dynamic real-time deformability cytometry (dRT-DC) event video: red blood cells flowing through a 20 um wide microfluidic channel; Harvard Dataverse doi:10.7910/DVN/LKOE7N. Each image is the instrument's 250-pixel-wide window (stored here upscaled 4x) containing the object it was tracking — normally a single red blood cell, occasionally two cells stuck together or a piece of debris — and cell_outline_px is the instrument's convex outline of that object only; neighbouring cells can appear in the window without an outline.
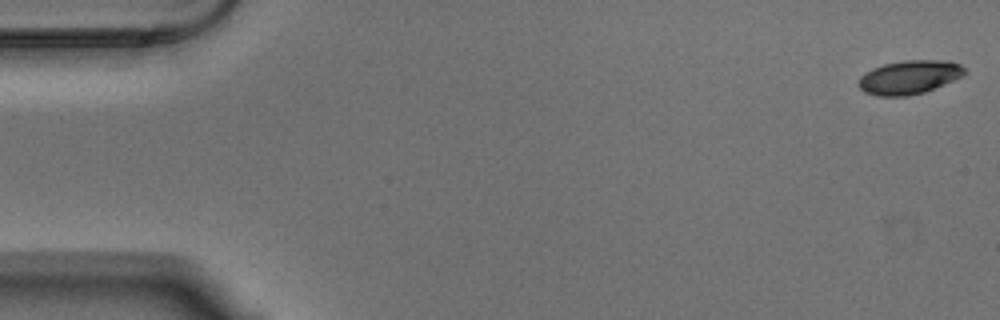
{"species": "Egyptian fruit bat (a non-hibernating species)", "species_latin": "Rousettus aegyptiacus", "temperature_condition": "warm", "stored_images_in_passage": 12, "camera_frame_rate_fps": 3000, "um_per_image_px": 0.085, "animal": {"sex": "male"}, "frame": {"image": 1, "passage_image": 1, "time_ms": 0.0, "image_size_px": [1000, 320], "cell_outline_px": [[968, 72], [964, 76], [924, 92], [908, 96], [876, 96], [864, 92], [856, 84], [860, 76], [864, 72], [872, 68], [884, 64], [904, 60], [948, 60], [960, 64]], "centroid_in_image_um": [77.28, 6.56], "position_along_channel_um": 7.7, "area_um2": 21.15}}